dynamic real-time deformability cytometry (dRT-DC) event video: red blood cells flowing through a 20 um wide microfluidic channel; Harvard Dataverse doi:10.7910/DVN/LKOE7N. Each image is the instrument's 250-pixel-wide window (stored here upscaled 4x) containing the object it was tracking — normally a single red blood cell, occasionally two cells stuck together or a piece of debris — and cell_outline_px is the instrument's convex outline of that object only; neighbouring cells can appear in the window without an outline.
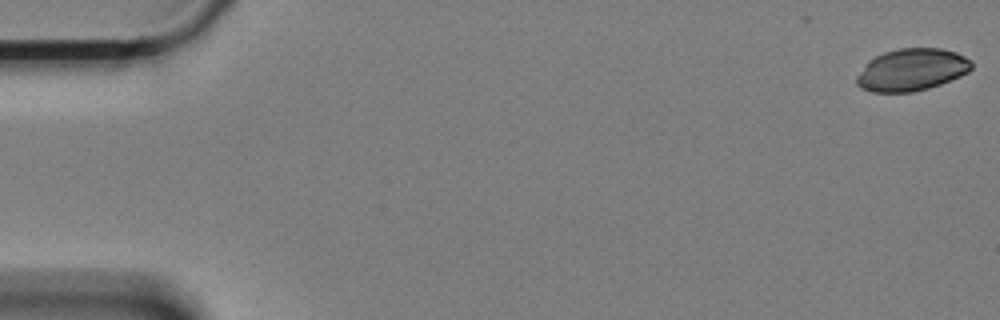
{"species": "Egyptian fruit bat (a non-hibernating species)", "species_latin": "Rousettus aegyptiacus", "temperature_condition": "cold", "stored_images_in_passage": 12, "camera_frame_rate_fps": 3000, "um_per_image_px": 0.085, "animal": {"sex": "female"}, "frame": {"image": 1, "passage_image": 1, "time_ms": 0.0, "image_size_px": [1000, 320], "cell_outline_px": [[972, 68], [968, 72], [960, 76], [940, 84], [928, 88], [912, 92], [872, 92], [860, 88], [856, 84], [856, 76], [868, 60], [884, 52], [900, 48], [940, 48], [956, 52], [972, 60]], "centroid_in_image_um": [77.48, 5.93], "position_along_channel_um": 7.5, "area_um2": 28.32}}